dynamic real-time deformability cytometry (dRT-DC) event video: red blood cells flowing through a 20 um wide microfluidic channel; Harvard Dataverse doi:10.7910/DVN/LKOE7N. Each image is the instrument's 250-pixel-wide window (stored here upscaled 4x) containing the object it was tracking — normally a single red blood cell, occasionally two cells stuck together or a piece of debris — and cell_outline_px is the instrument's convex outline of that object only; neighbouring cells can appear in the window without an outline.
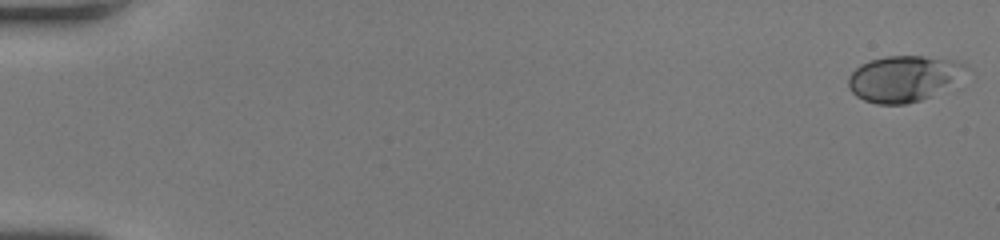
{"species": "human", "species_latin": "Homo sapiens", "temperature_condition": "room temperature", "stored_images_in_passage": 51, "camera_frame_rate_fps": 3000, "um_per_image_px": 0.085, "donor": {"sex": "female"}, "frame": {"image": 1, "passage_image": 1, "time_ms": 0.0, "image_size_px": [1000, 240], "cell_outline_px": [[972, 68], [928, 96], [920, 100], [904, 104], [876, 104], [864, 100], [856, 96], [848, 88], [848, 76], [860, 64], [868, 60], [888, 56], [924, 56], [956, 60]], "centroid_in_image_um": [76.73, 6.65], "position_along_channel_um": 8.3, "area_um2": 30.98}}
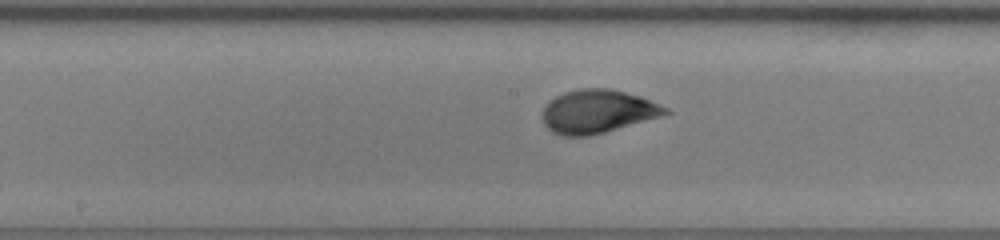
{"frame": {"image": 2, "passage_image": 28, "time_ms": 9.0, "image_size_px": [1000, 240], "cell_outline_px": [[672, 112], [664, 116], [604, 132], [588, 136], [560, 136], [552, 132], [544, 124], [544, 108], [556, 96], [564, 92], [580, 88], [608, 88], [640, 96], [668, 108]], "centroid_in_image_um": [50.83, 9.48], "position_along_channel_um": 197.4, "area_um2": 30.92}}
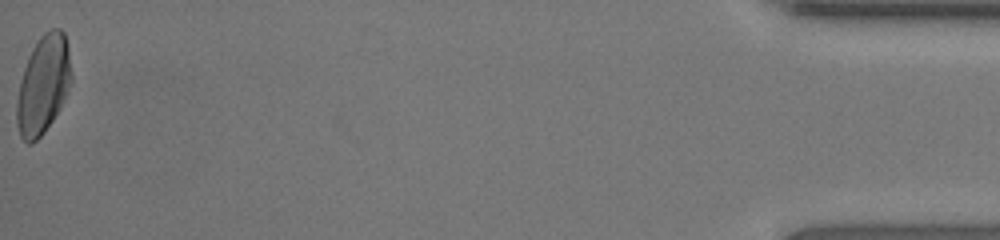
{"frame": {"image": 3, "passage_image": 51, "time_ms": 16.667, "image_size_px": [1000, 240], "cell_outline_px": [[72, 80], [68, 92], [60, 108], [44, 132], [32, 144], [28, 144], [20, 136], [16, 124], [16, 100], [20, 80], [28, 56], [32, 48], [40, 36], [44, 32], [52, 28], [60, 28], [64, 32], [68, 44], [72, 72]], "centroid_in_image_um": [3.68, 7.18], "position_along_channel_um": 431.5, "area_um2": 31.67}, "authors_computed_cell_mechanics": {"area_um2": 30.056, "velocity_mm_per_s": 4.2458, "shape_relaxation_time_tau1_ms": 2.9318, "shape_relaxation_time_tau2_ms": null, "deformation_change_tau1": 0.1569, "deformation_change_tau2": null}}